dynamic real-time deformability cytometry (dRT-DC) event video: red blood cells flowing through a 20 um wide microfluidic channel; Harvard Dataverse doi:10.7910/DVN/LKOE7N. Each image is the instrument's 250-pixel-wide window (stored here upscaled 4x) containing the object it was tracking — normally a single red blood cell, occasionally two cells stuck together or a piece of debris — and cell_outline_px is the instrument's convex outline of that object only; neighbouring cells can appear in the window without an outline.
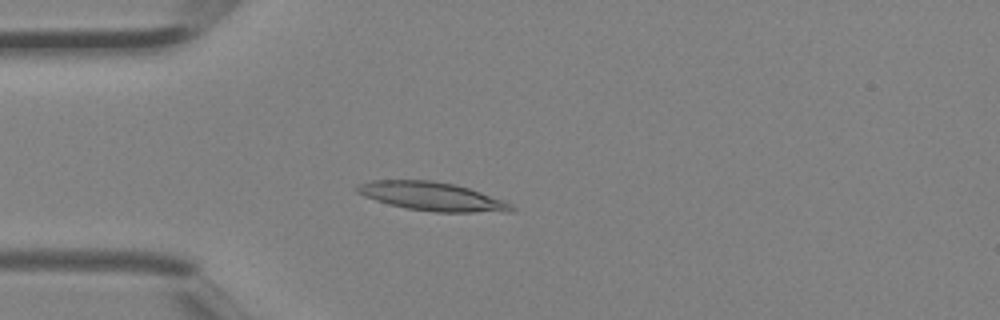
{"species": "Egyptian fruit bat (a non-hibernating species)", "species_latin": "Rousettus aegyptiacus", "temperature_condition": "room temperature", "stored_images_in_passage": 3, "camera_frame_rate_fps": 3000, "um_per_image_px": 0.085, "animal": {"sex": "female"}, "frame": {"image": 1, "passage_image": 3, "time_ms": 0.667, "image_size_px": [1000, 320], "cell_outline_px": [[516, 208], [512, 212], [436, 212], [408, 208], [388, 204], [364, 196], [356, 192], [352, 188], [356, 184], [372, 180], [432, 180], [456, 184], [504, 200], [512, 204]], "centroid_in_image_um": [36.7, 16.69], "position_along_channel_um": 48.3, "area_um2": 25.89}}